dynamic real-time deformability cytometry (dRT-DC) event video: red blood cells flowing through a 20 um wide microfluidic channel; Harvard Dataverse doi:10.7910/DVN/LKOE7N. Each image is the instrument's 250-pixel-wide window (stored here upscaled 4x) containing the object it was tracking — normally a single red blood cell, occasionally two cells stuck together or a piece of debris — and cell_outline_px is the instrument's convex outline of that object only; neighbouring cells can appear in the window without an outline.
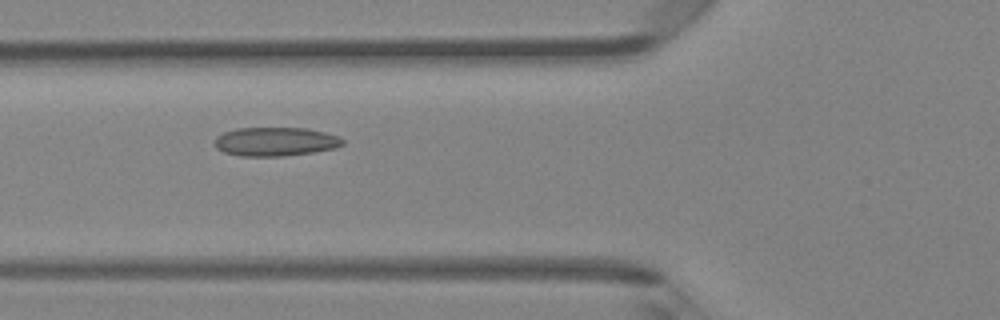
{"species": "Egyptian fruit bat (a non-hibernating species)", "species_latin": "Rousettus aegyptiacus", "temperature_condition": "room temperature", "stored_images_in_passage": 4, "camera_frame_rate_fps": 3000, "um_per_image_px": 0.085, "animal": {"sex": "female"}, "frame": {"image": 1, "passage_image": 3, "time_ms": 0.667, "image_size_px": [1000, 320], "cell_outline_px": [[344, 144], [336, 148], [312, 152], [284, 156], [240, 156], [224, 152], [216, 148], [216, 136], [224, 132], [236, 128], [308, 128], [340, 136], [344, 140]], "centroid_in_image_um": [23.44, 12.03], "position_along_channel_um": 102.4, "area_um2": 21.56}}
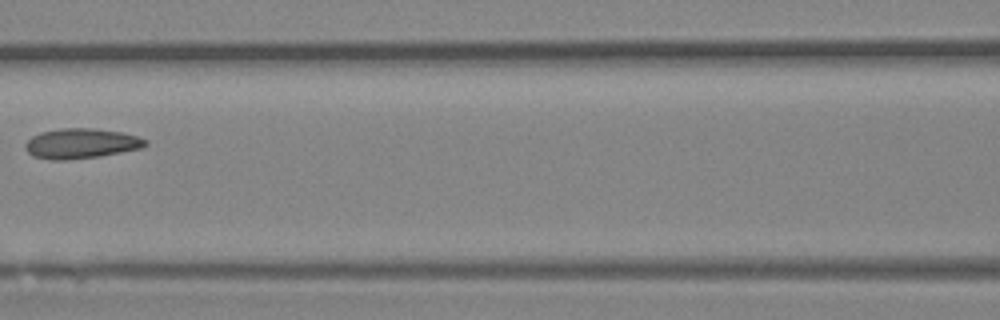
{"frame": {"image": 2, "passage_image": 4, "time_ms": 1.0, "image_size_px": [1000, 320], "cell_outline_px": [[148, 144], [140, 148], [100, 156], [68, 160], [52, 160], [32, 156], [24, 148], [24, 144], [32, 136], [40, 132], [60, 128], [92, 128], [124, 132], [148, 140]], "centroid_in_image_um": [6.87, 12.19], "position_along_channel_um": 159.7, "area_um2": 21.15}}